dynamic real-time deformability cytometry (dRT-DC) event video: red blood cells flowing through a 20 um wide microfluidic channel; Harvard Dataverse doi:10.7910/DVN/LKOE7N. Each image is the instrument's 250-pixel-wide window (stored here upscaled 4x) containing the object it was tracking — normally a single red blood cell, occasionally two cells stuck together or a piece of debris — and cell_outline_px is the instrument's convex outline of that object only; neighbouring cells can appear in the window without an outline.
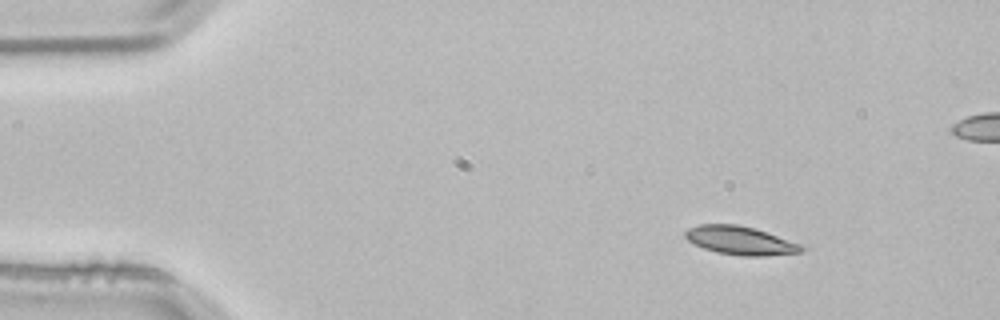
{"species": "common noctule bat (a hibernating species)", "species_latin": "Nyctalus noctula", "temperature_condition": "room temperature", "stored_images_in_passage": 3, "camera_frame_rate_fps": 3000, "um_per_image_px": 0.085, "animal": {"sex": "male", "body_mass_g": 21.5, "forearm_length_mm": 52.0}, "frame": {"image": 1, "passage_image": 1, "time_ms": 0.0, "image_size_px": [1000, 320], "cell_outline_px": [[808, 248], [800, 252], [764, 256], [740, 256], [716, 252], [704, 248], [688, 240], [684, 236], [684, 232], [688, 228], [700, 224], [736, 224], [756, 228], [800, 244]], "centroid_in_image_um": [62.93, 20.44], "position_along_channel_um": 22.1, "area_um2": 19.31}}